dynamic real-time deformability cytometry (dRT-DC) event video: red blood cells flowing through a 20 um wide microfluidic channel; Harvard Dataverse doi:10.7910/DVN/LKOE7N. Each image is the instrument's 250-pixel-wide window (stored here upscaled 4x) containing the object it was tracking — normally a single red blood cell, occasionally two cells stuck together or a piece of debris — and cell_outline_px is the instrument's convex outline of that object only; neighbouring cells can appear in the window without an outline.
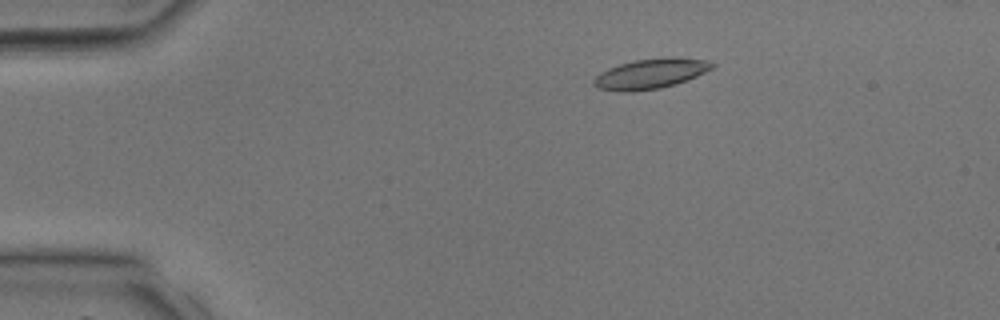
{"species": "common noctule bat (a hibernating species)", "species_latin": "Nyctalus noctula", "temperature_condition": "room temperature", "stored_images_in_passage": 38, "camera_frame_rate_fps": 3000, "um_per_image_px": 0.085, "animal": {"sex": "male", "body_mass_g": 17.9, "forearm_length_mm": 54.2}, "frame": {"image": 1, "passage_image": 6, "time_ms": 1.667, "image_size_px": [1000, 320], "cell_outline_px": [[716, 64], [712, 68], [696, 76], [676, 84], [660, 88], [628, 92], [624, 92], [596, 88], [592, 84], [592, 80], [600, 72], [608, 68], [620, 64], [636, 60], [668, 56], [708, 60]], "centroid_in_image_um": [55.28, 6.26], "position_along_channel_um": 29.7, "area_um2": 20.81}}
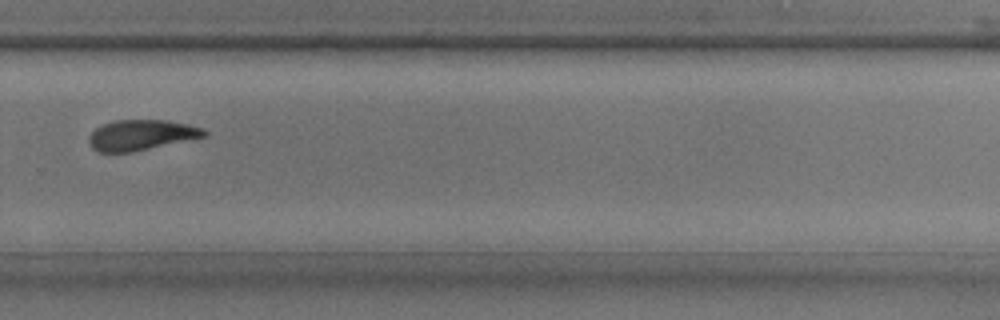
{"frame": {"image": 2, "passage_image": 26, "time_ms": 8.333, "image_size_px": [1000, 320], "cell_outline_px": [[208, 136], [132, 152], [96, 152], [92, 148], [88, 140], [92, 132], [96, 128], [104, 124], [116, 120], [164, 120], [188, 124], [204, 128], [208, 132]], "centroid_in_image_um": [12.04, 11.48], "position_along_channel_um": 317.8, "area_um2": 20.46}}
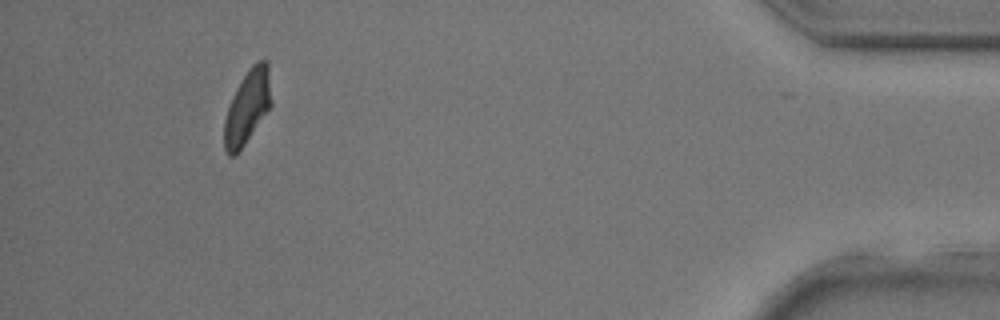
{"frame": {"image": 3, "passage_image": 35, "time_ms": 11.333, "image_size_px": [1000, 320], "cell_outline_px": [[272, 104], [244, 144], [232, 156], [228, 156], [224, 148], [224, 120], [232, 96], [236, 88], [248, 68], [256, 60], [268, 60], [272, 100]], "centroid_in_image_um": [21.04, 9.02], "position_along_channel_um": 414.2, "area_um2": 20.11}}